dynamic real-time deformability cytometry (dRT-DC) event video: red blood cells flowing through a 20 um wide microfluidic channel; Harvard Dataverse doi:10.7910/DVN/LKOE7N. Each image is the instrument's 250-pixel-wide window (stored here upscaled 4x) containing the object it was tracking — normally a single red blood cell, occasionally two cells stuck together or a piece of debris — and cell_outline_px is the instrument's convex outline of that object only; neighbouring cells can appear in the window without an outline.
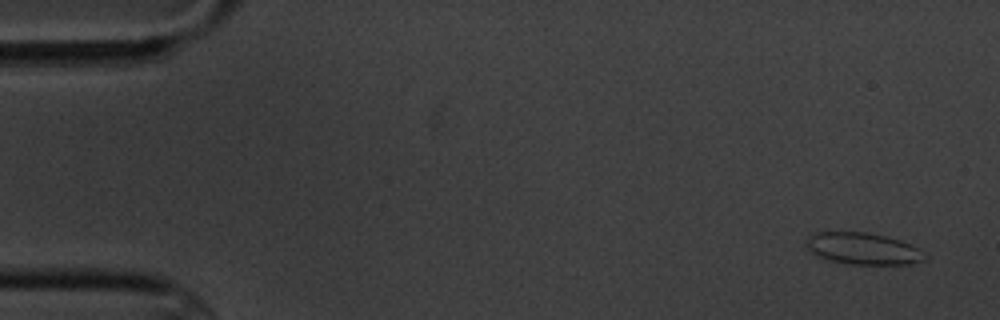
{"species": "common noctule bat (a hibernating species)", "species_latin": "Nyctalus noctula", "temperature_condition": "cold", "stored_images_in_passage": 5, "segment_of_instrument_passage": [1, 2], "camera_frame_rate_fps": 3000, "um_per_image_px": 0.085, "animal": {"sex": "male", "body_mass_g": 20.1, "forearm_length_mm": 53.5}, "frame": {"image": 1, "passage_image": 1, "time_ms": 0.0, "image_size_px": [1000, 320], "cell_outline_px": [[928, 256], [924, 260], [912, 264], [848, 264], [828, 260], [816, 256], [804, 248], [804, 244], [808, 236], [816, 232], [868, 232], [900, 240], [920, 248]], "centroid_in_image_um": [73.32, 21.14], "position_along_channel_um": 11.7, "area_um2": 22.31}}